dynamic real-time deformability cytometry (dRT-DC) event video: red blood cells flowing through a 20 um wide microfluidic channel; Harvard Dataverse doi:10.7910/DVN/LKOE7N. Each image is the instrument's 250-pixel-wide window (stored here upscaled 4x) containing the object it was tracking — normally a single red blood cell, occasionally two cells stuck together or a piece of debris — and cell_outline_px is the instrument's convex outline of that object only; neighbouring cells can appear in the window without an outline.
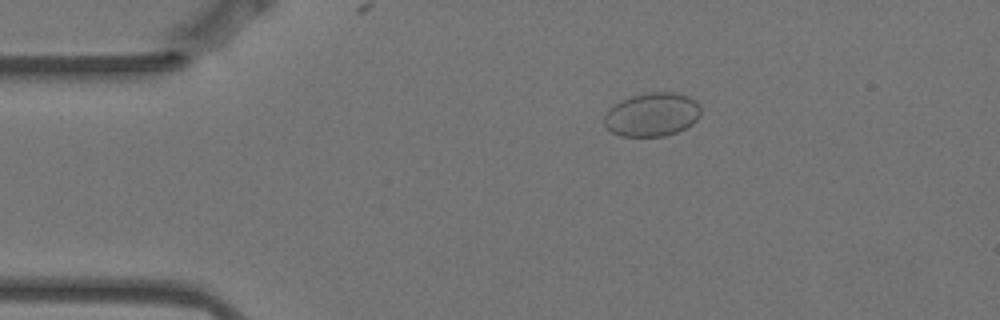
{"species": "Egyptian fruit bat (a non-hibernating species)", "species_latin": "Rousettus aegyptiacus", "temperature_condition": "warm", "stored_images_in_passage": 5, "segment_of_instrument_passage": [1, 2], "camera_frame_rate_fps": 3000, "um_per_image_px": 0.085, "animal": {"sex": "female"}, "frame": {"image": 1, "passage_image": 1, "time_ms": 0.0, "image_size_px": [1000, 320], "cell_outline_px": [[700, 116], [692, 124], [676, 132], [664, 136], [620, 136], [604, 128], [604, 116], [620, 100], [632, 96], [648, 92], [676, 92], [688, 96], [696, 100], [700, 104]], "centroid_in_image_um": [55.44, 9.73], "position_along_channel_um": 29.6, "area_um2": 24.62}}
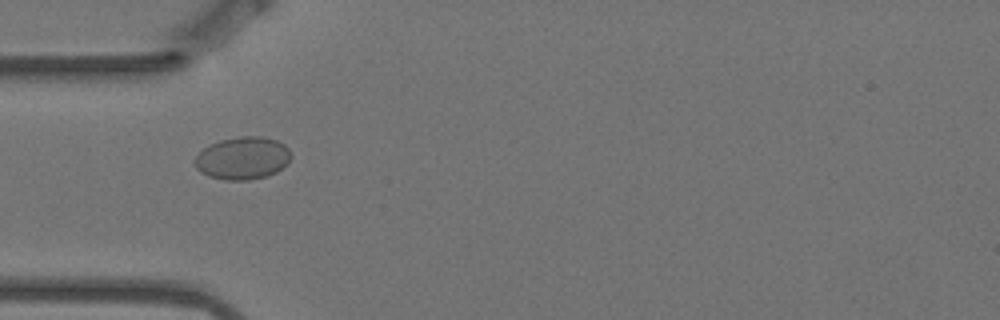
{"frame": {"image": 2, "passage_image": 3, "time_ms": 0.667, "image_size_px": [1000, 320], "cell_outline_px": [[292, 156], [288, 164], [276, 172], [268, 176], [248, 180], [224, 180], [208, 176], [200, 172], [196, 168], [192, 160], [204, 148], [220, 140], [240, 136], [260, 136], [276, 140], [284, 144], [288, 148]], "centroid_in_image_um": [20.63, 13.45], "position_along_channel_um": 64.4, "area_um2": 24.1}}
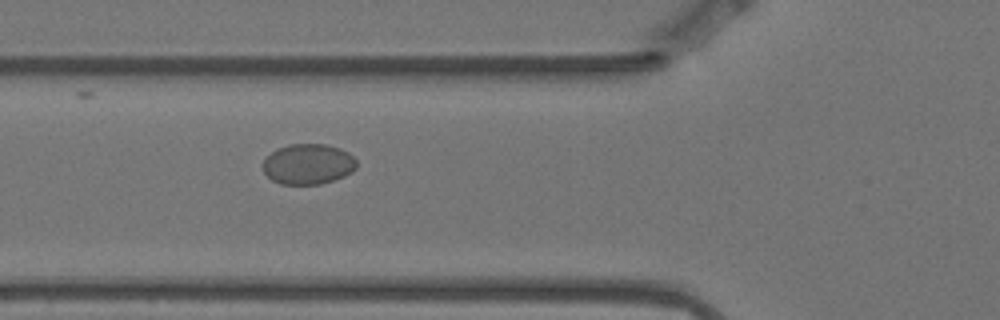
{"frame": {"image": 3, "passage_image": 4, "time_ms": 1.0, "image_size_px": [1000, 320], "cell_outline_px": [[356, 168], [352, 172], [344, 176], [320, 184], [280, 184], [272, 180], [264, 172], [264, 160], [276, 148], [288, 144], [324, 144], [340, 148], [348, 152], [356, 160]], "centroid_in_image_um": [26.19, 13.94], "position_along_channel_um": 99.6, "area_um2": 22.02}}